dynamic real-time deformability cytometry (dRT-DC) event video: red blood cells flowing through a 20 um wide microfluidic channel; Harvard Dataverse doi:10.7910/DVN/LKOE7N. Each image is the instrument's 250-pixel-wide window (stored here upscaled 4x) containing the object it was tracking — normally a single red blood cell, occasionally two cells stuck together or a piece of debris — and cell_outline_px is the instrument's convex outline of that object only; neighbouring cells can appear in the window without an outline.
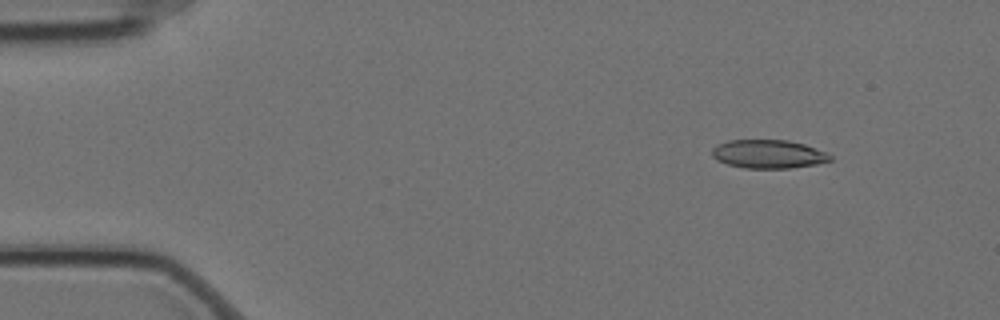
{"species": "Egyptian fruit bat (a non-hibernating species)", "species_latin": "Rousettus aegyptiacus", "temperature_condition": "cold", "stored_images_in_passage": 5, "camera_frame_rate_fps": 3000, "um_per_image_px": 0.085, "animal": {"sex": "female"}, "frame": {"image": 1, "passage_image": 2, "time_ms": 0.333, "image_size_px": [1000, 320], "cell_outline_px": [[832, 160], [816, 164], [792, 168], [744, 168], [728, 164], [716, 160], [712, 156], [712, 148], [716, 144], [728, 140], [788, 140], [804, 144], [828, 152], [832, 156]], "centroid_in_image_um": [65.31, 13.09], "position_along_channel_um": 19.7, "area_um2": 19.83}}
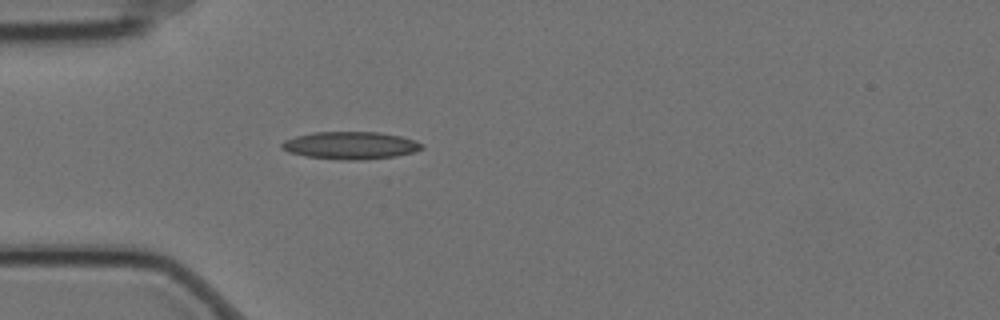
{"frame": {"image": 2, "passage_image": 5, "time_ms": 1.333, "image_size_px": [1000, 320], "cell_outline_px": [[424, 148], [412, 152], [396, 156], [364, 160], [344, 160], [304, 156], [288, 152], [280, 148], [280, 144], [284, 140], [296, 136], [312, 132], [380, 132], [400, 136], [416, 140], [424, 144]], "centroid_in_image_um": [29.78, 12.36], "position_along_channel_um": 55.2, "area_um2": 22.66}}